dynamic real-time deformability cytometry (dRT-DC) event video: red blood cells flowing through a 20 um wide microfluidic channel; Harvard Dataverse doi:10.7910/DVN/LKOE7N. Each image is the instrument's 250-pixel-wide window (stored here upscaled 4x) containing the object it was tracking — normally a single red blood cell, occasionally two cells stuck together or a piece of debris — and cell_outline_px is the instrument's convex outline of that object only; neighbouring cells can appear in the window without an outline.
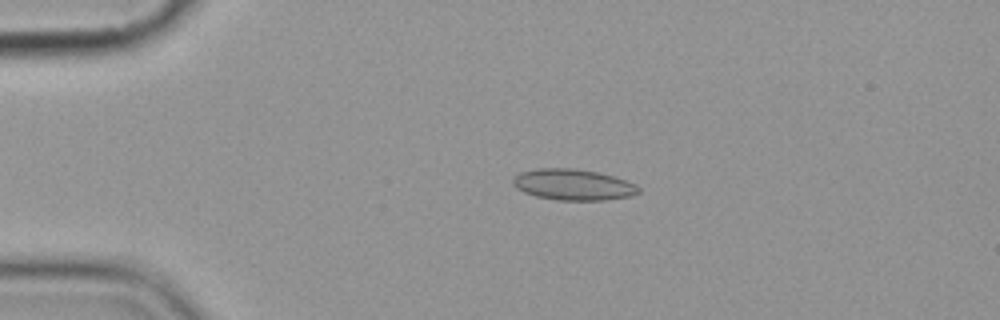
{"species": "common noctule bat (a hibernating species)", "species_latin": "Nyctalus noctula", "temperature_condition": "cold", "stored_images_in_passage": 5, "camera_frame_rate_fps": 3000, "um_per_image_px": 0.085, "animal": {"sex": "female", "body_mass_g": 19.9}, "frame": {"image": 1, "passage_image": 4, "time_ms": 3.333, "image_size_px": [1000, 320], "cell_outline_px": [[640, 192], [632, 196], [604, 200], [556, 200], [536, 196], [524, 192], [516, 188], [512, 184], [512, 180], [520, 172], [536, 168], [572, 168], [596, 172], [612, 176], [636, 184], [640, 188]], "centroid_in_image_um": [48.71, 15.7], "position_along_channel_um": 36.3, "area_um2": 22.72}}